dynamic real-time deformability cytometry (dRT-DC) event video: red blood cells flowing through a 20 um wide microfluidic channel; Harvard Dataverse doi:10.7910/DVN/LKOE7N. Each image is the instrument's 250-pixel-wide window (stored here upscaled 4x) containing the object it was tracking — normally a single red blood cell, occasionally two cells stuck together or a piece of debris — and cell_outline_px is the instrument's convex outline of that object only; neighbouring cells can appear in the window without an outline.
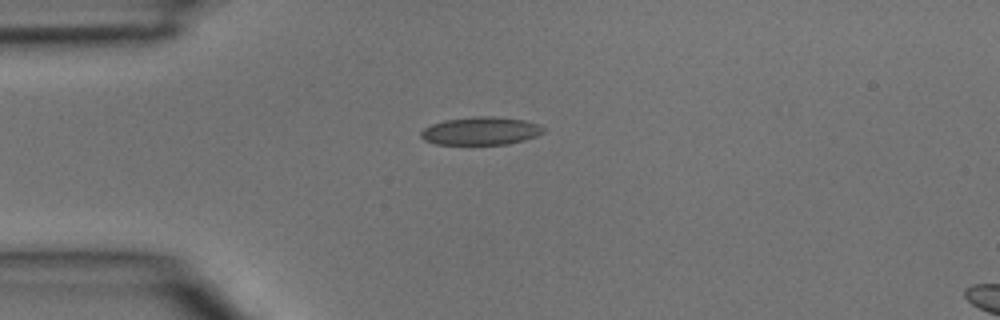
{"species": "common noctule bat (a hibernating species)", "species_latin": "Nyctalus noctula", "temperature_condition": "room temperature", "stored_images_in_passage": 2, "camera_frame_rate_fps": 3000, "um_per_image_px": 0.085, "animal": {"sex": "male", "body_mass_g": 15.6}, "frame": {"image": 1, "passage_image": 1, "time_ms": 0.0, "image_size_px": [1000, 320], "cell_outline_px": [[544, 132], [536, 136], [524, 140], [508, 144], [436, 144], [424, 140], [420, 136], [420, 132], [424, 128], [432, 124], [444, 120], [472, 116], [492, 116], [524, 120], [536, 124], [544, 128]], "centroid_in_image_um": [40.84, 11.13], "position_along_channel_um": 44.2, "area_um2": 19.94}}